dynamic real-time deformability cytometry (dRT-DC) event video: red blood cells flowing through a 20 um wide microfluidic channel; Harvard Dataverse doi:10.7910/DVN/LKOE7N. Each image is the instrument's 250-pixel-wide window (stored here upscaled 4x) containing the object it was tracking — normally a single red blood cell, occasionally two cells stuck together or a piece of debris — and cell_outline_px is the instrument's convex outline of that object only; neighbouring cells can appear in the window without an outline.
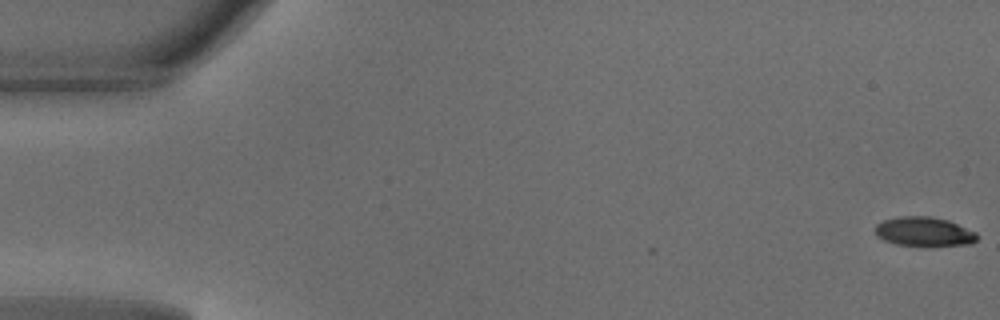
{"species": "common noctule bat (a hibernating species)", "species_latin": "Nyctalus noctula", "temperature_condition": "warm", "stored_images_in_passage": 4, "camera_frame_rate_fps": 3000, "um_per_image_px": 0.085, "animal": {"sex": "male", "body_mass_g": 18.8}, "frame": {"image": 1, "passage_image": 1, "time_ms": 0.0, "image_size_px": [1000, 320], "cell_outline_px": [[980, 236], [972, 244], [896, 244], [884, 240], [876, 236], [876, 224], [884, 220], [900, 216], [932, 216], [948, 220], [976, 232]], "centroid_in_image_um": [78.55, 19.65], "position_along_channel_um": 6.5, "area_um2": 16.94}}